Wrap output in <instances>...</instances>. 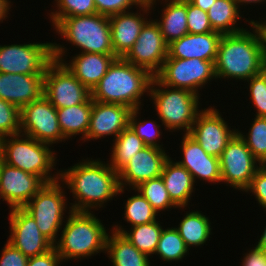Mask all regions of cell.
<instances>
[{"instance_id": "obj_18", "label": "cell", "mask_w": 266, "mask_h": 266, "mask_svg": "<svg viewBox=\"0 0 266 266\" xmlns=\"http://www.w3.org/2000/svg\"><path fill=\"white\" fill-rule=\"evenodd\" d=\"M168 158L162 148L145 146L118 172L120 188L127 183L134 189L142 182L160 177Z\"/></svg>"}, {"instance_id": "obj_28", "label": "cell", "mask_w": 266, "mask_h": 266, "mask_svg": "<svg viewBox=\"0 0 266 266\" xmlns=\"http://www.w3.org/2000/svg\"><path fill=\"white\" fill-rule=\"evenodd\" d=\"M169 1V0H168ZM162 13V21H157L167 44L188 34L187 1L171 0Z\"/></svg>"}, {"instance_id": "obj_3", "label": "cell", "mask_w": 266, "mask_h": 266, "mask_svg": "<svg viewBox=\"0 0 266 266\" xmlns=\"http://www.w3.org/2000/svg\"><path fill=\"white\" fill-rule=\"evenodd\" d=\"M153 77L148 70L116 58L91 91V99L139 109L140 98L150 90Z\"/></svg>"}, {"instance_id": "obj_10", "label": "cell", "mask_w": 266, "mask_h": 266, "mask_svg": "<svg viewBox=\"0 0 266 266\" xmlns=\"http://www.w3.org/2000/svg\"><path fill=\"white\" fill-rule=\"evenodd\" d=\"M63 191L58 181L45 184L23 207L29 213L41 233L56 245V235L61 228L65 200Z\"/></svg>"}, {"instance_id": "obj_38", "label": "cell", "mask_w": 266, "mask_h": 266, "mask_svg": "<svg viewBox=\"0 0 266 266\" xmlns=\"http://www.w3.org/2000/svg\"><path fill=\"white\" fill-rule=\"evenodd\" d=\"M21 134L20 109L0 98V138Z\"/></svg>"}, {"instance_id": "obj_17", "label": "cell", "mask_w": 266, "mask_h": 266, "mask_svg": "<svg viewBox=\"0 0 266 266\" xmlns=\"http://www.w3.org/2000/svg\"><path fill=\"white\" fill-rule=\"evenodd\" d=\"M46 183L37 175L0 162V196L12 208H23Z\"/></svg>"}, {"instance_id": "obj_12", "label": "cell", "mask_w": 266, "mask_h": 266, "mask_svg": "<svg viewBox=\"0 0 266 266\" xmlns=\"http://www.w3.org/2000/svg\"><path fill=\"white\" fill-rule=\"evenodd\" d=\"M247 147L242 137L236 133L227 143L222 155L219 157L221 181L231 184L235 189L248 188L252 178L261 165Z\"/></svg>"}, {"instance_id": "obj_14", "label": "cell", "mask_w": 266, "mask_h": 266, "mask_svg": "<svg viewBox=\"0 0 266 266\" xmlns=\"http://www.w3.org/2000/svg\"><path fill=\"white\" fill-rule=\"evenodd\" d=\"M167 54L168 44L164 40L157 20H153L146 21L135 44L123 59L148 70L155 76L161 70Z\"/></svg>"}, {"instance_id": "obj_11", "label": "cell", "mask_w": 266, "mask_h": 266, "mask_svg": "<svg viewBox=\"0 0 266 266\" xmlns=\"http://www.w3.org/2000/svg\"><path fill=\"white\" fill-rule=\"evenodd\" d=\"M53 60V43L0 46V73L44 75Z\"/></svg>"}, {"instance_id": "obj_15", "label": "cell", "mask_w": 266, "mask_h": 266, "mask_svg": "<svg viewBox=\"0 0 266 266\" xmlns=\"http://www.w3.org/2000/svg\"><path fill=\"white\" fill-rule=\"evenodd\" d=\"M199 112L188 134L207 154L219 158L238 131H231L219 112L212 107Z\"/></svg>"}, {"instance_id": "obj_55", "label": "cell", "mask_w": 266, "mask_h": 266, "mask_svg": "<svg viewBox=\"0 0 266 266\" xmlns=\"http://www.w3.org/2000/svg\"><path fill=\"white\" fill-rule=\"evenodd\" d=\"M142 2H149L150 0H141Z\"/></svg>"}, {"instance_id": "obj_47", "label": "cell", "mask_w": 266, "mask_h": 266, "mask_svg": "<svg viewBox=\"0 0 266 266\" xmlns=\"http://www.w3.org/2000/svg\"><path fill=\"white\" fill-rule=\"evenodd\" d=\"M215 1L216 0H189L192 5L202 9L205 12H208Z\"/></svg>"}, {"instance_id": "obj_1", "label": "cell", "mask_w": 266, "mask_h": 266, "mask_svg": "<svg viewBox=\"0 0 266 266\" xmlns=\"http://www.w3.org/2000/svg\"><path fill=\"white\" fill-rule=\"evenodd\" d=\"M254 23V20L250 22L255 29L254 34L244 29L235 34L222 35L214 63L216 78L249 81L259 75L266 57L261 32Z\"/></svg>"}, {"instance_id": "obj_54", "label": "cell", "mask_w": 266, "mask_h": 266, "mask_svg": "<svg viewBox=\"0 0 266 266\" xmlns=\"http://www.w3.org/2000/svg\"><path fill=\"white\" fill-rule=\"evenodd\" d=\"M149 2H152L154 4L156 2V0H150Z\"/></svg>"}, {"instance_id": "obj_33", "label": "cell", "mask_w": 266, "mask_h": 266, "mask_svg": "<svg viewBox=\"0 0 266 266\" xmlns=\"http://www.w3.org/2000/svg\"><path fill=\"white\" fill-rule=\"evenodd\" d=\"M135 189L146 198L157 212L172 206L177 207L172 202L161 176L142 182L133 190Z\"/></svg>"}, {"instance_id": "obj_36", "label": "cell", "mask_w": 266, "mask_h": 266, "mask_svg": "<svg viewBox=\"0 0 266 266\" xmlns=\"http://www.w3.org/2000/svg\"><path fill=\"white\" fill-rule=\"evenodd\" d=\"M157 211L140 193L130 197L125 206V220L136 226L156 220Z\"/></svg>"}, {"instance_id": "obj_51", "label": "cell", "mask_w": 266, "mask_h": 266, "mask_svg": "<svg viewBox=\"0 0 266 266\" xmlns=\"http://www.w3.org/2000/svg\"><path fill=\"white\" fill-rule=\"evenodd\" d=\"M259 75L264 79L265 83H266V59L261 67L260 73Z\"/></svg>"}, {"instance_id": "obj_35", "label": "cell", "mask_w": 266, "mask_h": 266, "mask_svg": "<svg viewBox=\"0 0 266 266\" xmlns=\"http://www.w3.org/2000/svg\"><path fill=\"white\" fill-rule=\"evenodd\" d=\"M251 125L248 137L237 132L245 141L253 156L258 160L259 165L266 164V117L256 116Z\"/></svg>"}, {"instance_id": "obj_43", "label": "cell", "mask_w": 266, "mask_h": 266, "mask_svg": "<svg viewBox=\"0 0 266 266\" xmlns=\"http://www.w3.org/2000/svg\"><path fill=\"white\" fill-rule=\"evenodd\" d=\"M251 191L259 204L266 208V166L261 165L256 171L246 191Z\"/></svg>"}, {"instance_id": "obj_23", "label": "cell", "mask_w": 266, "mask_h": 266, "mask_svg": "<svg viewBox=\"0 0 266 266\" xmlns=\"http://www.w3.org/2000/svg\"><path fill=\"white\" fill-rule=\"evenodd\" d=\"M111 30V43L115 56L123 58L135 44L146 23L141 14L121 12L108 17Z\"/></svg>"}, {"instance_id": "obj_19", "label": "cell", "mask_w": 266, "mask_h": 266, "mask_svg": "<svg viewBox=\"0 0 266 266\" xmlns=\"http://www.w3.org/2000/svg\"><path fill=\"white\" fill-rule=\"evenodd\" d=\"M133 109L119 104L94 101L90 115V125L85 139H98L107 135L115 138L129 126Z\"/></svg>"}, {"instance_id": "obj_41", "label": "cell", "mask_w": 266, "mask_h": 266, "mask_svg": "<svg viewBox=\"0 0 266 266\" xmlns=\"http://www.w3.org/2000/svg\"><path fill=\"white\" fill-rule=\"evenodd\" d=\"M187 27L188 33H209L214 32L207 15V12L192 5L187 1Z\"/></svg>"}, {"instance_id": "obj_24", "label": "cell", "mask_w": 266, "mask_h": 266, "mask_svg": "<svg viewBox=\"0 0 266 266\" xmlns=\"http://www.w3.org/2000/svg\"><path fill=\"white\" fill-rule=\"evenodd\" d=\"M116 58L115 54L81 53L76 55L70 64H63L92 91Z\"/></svg>"}, {"instance_id": "obj_53", "label": "cell", "mask_w": 266, "mask_h": 266, "mask_svg": "<svg viewBox=\"0 0 266 266\" xmlns=\"http://www.w3.org/2000/svg\"><path fill=\"white\" fill-rule=\"evenodd\" d=\"M2 161V144H1V138H0V162Z\"/></svg>"}, {"instance_id": "obj_26", "label": "cell", "mask_w": 266, "mask_h": 266, "mask_svg": "<svg viewBox=\"0 0 266 266\" xmlns=\"http://www.w3.org/2000/svg\"><path fill=\"white\" fill-rule=\"evenodd\" d=\"M112 232V236H107L105 251L113 266H150L148 255L140 252L121 233Z\"/></svg>"}, {"instance_id": "obj_2", "label": "cell", "mask_w": 266, "mask_h": 266, "mask_svg": "<svg viewBox=\"0 0 266 266\" xmlns=\"http://www.w3.org/2000/svg\"><path fill=\"white\" fill-rule=\"evenodd\" d=\"M59 176L78 201L70 207L73 211L89 212L124 191L120 188L118 173L98 160L77 163Z\"/></svg>"}, {"instance_id": "obj_44", "label": "cell", "mask_w": 266, "mask_h": 266, "mask_svg": "<svg viewBox=\"0 0 266 266\" xmlns=\"http://www.w3.org/2000/svg\"><path fill=\"white\" fill-rule=\"evenodd\" d=\"M28 258L7 241L0 258V266H27Z\"/></svg>"}, {"instance_id": "obj_21", "label": "cell", "mask_w": 266, "mask_h": 266, "mask_svg": "<svg viewBox=\"0 0 266 266\" xmlns=\"http://www.w3.org/2000/svg\"><path fill=\"white\" fill-rule=\"evenodd\" d=\"M222 35L217 31L197 34L188 33L168 44L167 58H198L215 62Z\"/></svg>"}, {"instance_id": "obj_34", "label": "cell", "mask_w": 266, "mask_h": 266, "mask_svg": "<svg viewBox=\"0 0 266 266\" xmlns=\"http://www.w3.org/2000/svg\"><path fill=\"white\" fill-rule=\"evenodd\" d=\"M188 248L176 228L163 229L155 254L165 261L181 260Z\"/></svg>"}, {"instance_id": "obj_49", "label": "cell", "mask_w": 266, "mask_h": 266, "mask_svg": "<svg viewBox=\"0 0 266 266\" xmlns=\"http://www.w3.org/2000/svg\"><path fill=\"white\" fill-rule=\"evenodd\" d=\"M260 30L262 38H263V44H264V53H265V57H266V21L263 22V24L261 23H254Z\"/></svg>"}, {"instance_id": "obj_27", "label": "cell", "mask_w": 266, "mask_h": 266, "mask_svg": "<svg viewBox=\"0 0 266 266\" xmlns=\"http://www.w3.org/2000/svg\"><path fill=\"white\" fill-rule=\"evenodd\" d=\"M93 100L91 96L81 104L57 109L60 130L64 138L83 133L85 139L90 125Z\"/></svg>"}, {"instance_id": "obj_46", "label": "cell", "mask_w": 266, "mask_h": 266, "mask_svg": "<svg viewBox=\"0 0 266 266\" xmlns=\"http://www.w3.org/2000/svg\"><path fill=\"white\" fill-rule=\"evenodd\" d=\"M243 260V266H266V252L255 247Z\"/></svg>"}, {"instance_id": "obj_22", "label": "cell", "mask_w": 266, "mask_h": 266, "mask_svg": "<svg viewBox=\"0 0 266 266\" xmlns=\"http://www.w3.org/2000/svg\"><path fill=\"white\" fill-rule=\"evenodd\" d=\"M184 159L178 163L186 168L195 182L201 178L209 182H221L219 158L209 155L200 144L185 133L182 141Z\"/></svg>"}, {"instance_id": "obj_7", "label": "cell", "mask_w": 266, "mask_h": 266, "mask_svg": "<svg viewBox=\"0 0 266 266\" xmlns=\"http://www.w3.org/2000/svg\"><path fill=\"white\" fill-rule=\"evenodd\" d=\"M64 49L53 44V61L44 72L43 95L56 109L84 103L90 96L87 89L63 64Z\"/></svg>"}, {"instance_id": "obj_52", "label": "cell", "mask_w": 266, "mask_h": 266, "mask_svg": "<svg viewBox=\"0 0 266 266\" xmlns=\"http://www.w3.org/2000/svg\"><path fill=\"white\" fill-rule=\"evenodd\" d=\"M238 7H239V4L242 2V3H260L262 1H265V0H235Z\"/></svg>"}, {"instance_id": "obj_29", "label": "cell", "mask_w": 266, "mask_h": 266, "mask_svg": "<svg viewBox=\"0 0 266 266\" xmlns=\"http://www.w3.org/2000/svg\"><path fill=\"white\" fill-rule=\"evenodd\" d=\"M239 7L235 0H216L208 10L209 22L214 31L221 34H235L244 31L243 28H235L239 16Z\"/></svg>"}, {"instance_id": "obj_4", "label": "cell", "mask_w": 266, "mask_h": 266, "mask_svg": "<svg viewBox=\"0 0 266 266\" xmlns=\"http://www.w3.org/2000/svg\"><path fill=\"white\" fill-rule=\"evenodd\" d=\"M70 215L62 230L57 253L63 259L91 256L104 251L108 234L99 219L91 212L69 210Z\"/></svg>"}, {"instance_id": "obj_16", "label": "cell", "mask_w": 266, "mask_h": 266, "mask_svg": "<svg viewBox=\"0 0 266 266\" xmlns=\"http://www.w3.org/2000/svg\"><path fill=\"white\" fill-rule=\"evenodd\" d=\"M9 216L11 235L8 242L27 258L45 254L54 247L23 208H12Z\"/></svg>"}, {"instance_id": "obj_39", "label": "cell", "mask_w": 266, "mask_h": 266, "mask_svg": "<svg viewBox=\"0 0 266 266\" xmlns=\"http://www.w3.org/2000/svg\"><path fill=\"white\" fill-rule=\"evenodd\" d=\"M94 3L97 13L108 17L126 12L132 5L142 7L143 11L147 13L153 5L152 2H142L141 0H94Z\"/></svg>"}, {"instance_id": "obj_9", "label": "cell", "mask_w": 266, "mask_h": 266, "mask_svg": "<svg viewBox=\"0 0 266 266\" xmlns=\"http://www.w3.org/2000/svg\"><path fill=\"white\" fill-rule=\"evenodd\" d=\"M150 92L157 114L168 129H186L189 133L198 115V95L187 89H154Z\"/></svg>"}, {"instance_id": "obj_6", "label": "cell", "mask_w": 266, "mask_h": 266, "mask_svg": "<svg viewBox=\"0 0 266 266\" xmlns=\"http://www.w3.org/2000/svg\"><path fill=\"white\" fill-rule=\"evenodd\" d=\"M54 27L61 36L83 49L81 53L115 54L108 16L96 13L66 17Z\"/></svg>"}, {"instance_id": "obj_30", "label": "cell", "mask_w": 266, "mask_h": 266, "mask_svg": "<svg viewBox=\"0 0 266 266\" xmlns=\"http://www.w3.org/2000/svg\"><path fill=\"white\" fill-rule=\"evenodd\" d=\"M115 227L114 231L121 233L140 252L146 255L154 254L156 252L159 237L163 230L156 220L147 224L133 226L130 233L126 230H122L121 227Z\"/></svg>"}, {"instance_id": "obj_32", "label": "cell", "mask_w": 266, "mask_h": 266, "mask_svg": "<svg viewBox=\"0 0 266 266\" xmlns=\"http://www.w3.org/2000/svg\"><path fill=\"white\" fill-rule=\"evenodd\" d=\"M209 219L200 212H190L180 222L176 228L184 240L188 249L190 246L202 245L208 240L211 234Z\"/></svg>"}, {"instance_id": "obj_5", "label": "cell", "mask_w": 266, "mask_h": 266, "mask_svg": "<svg viewBox=\"0 0 266 266\" xmlns=\"http://www.w3.org/2000/svg\"><path fill=\"white\" fill-rule=\"evenodd\" d=\"M20 136L22 137V135L16 134L1 138L2 161L39 176L46 184L58 181L60 179L58 174L56 177L50 175L56 158L54 152L47 146L49 144L39 142L27 135H25V139H19Z\"/></svg>"}, {"instance_id": "obj_40", "label": "cell", "mask_w": 266, "mask_h": 266, "mask_svg": "<svg viewBox=\"0 0 266 266\" xmlns=\"http://www.w3.org/2000/svg\"><path fill=\"white\" fill-rule=\"evenodd\" d=\"M139 109H134L130 115L129 118V126L132 128V130L135 132V134L143 140V143L146 146H153V147H157V148H161V145L159 146V144L156 143V138H158L160 136L159 132V126L160 125H156L155 122H151V121H143V122H137V113H138ZM138 123V124H137ZM155 123V124H154ZM146 125H151V129H149L148 127H146ZM147 128L149 130H147ZM153 129V130H152ZM153 131V132H152Z\"/></svg>"}, {"instance_id": "obj_25", "label": "cell", "mask_w": 266, "mask_h": 266, "mask_svg": "<svg viewBox=\"0 0 266 266\" xmlns=\"http://www.w3.org/2000/svg\"><path fill=\"white\" fill-rule=\"evenodd\" d=\"M161 177L172 202L177 207H185L195 183L190 172L169 157L164 163Z\"/></svg>"}, {"instance_id": "obj_20", "label": "cell", "mask_w": 266, "mask_h": 266, "mask_svg": "<svg viewBox=\"0 0 266 266\" xmlns=\"http://www.w3.org/2000/svg\"><path fill=\"white\" fill-rule=\"evenodd\" d=\"M44 90V75L0 73V98L20 110L40 98Z\"/></svg>"}, {"instance_id": "obj_8", "label": "cell", "mask_w": 266, "mask_h": 266, "mask_svg": "<svg viewBox=\"0 0 266 266\" xmlns=\"http://www.w3.org/2000/svg\"><path fill=\"white\" fill-rule=\"evenodd\" d=\"M214 63L198 58H166L161 70L153 77L151 85L164 89H187L198 95L199 87L211 78H216Z\"/></svg>"}, {"instance_id": "obj_48", "label": "cell", "mask_w": 266, "mask_h": 266, "mask_svg": "<svg viewBox=\"0 0 266 266\" xmlns=\"http://www.w3.org/2000/svg\"><path fill=\"white\" fill-rule=\"evenodd\" d=\"M10 1L8 0H0V21L2 19H5V17H7V13L9 11V7H10Z\"/></svg>"}, {"instance_id": "obj_45", "label": "cell", "mask_w": 266, "mask_h": 266, "mask_svg": "<svg viewBox=\"0 0 266 266\" xmlns=\"http://www.w3.org/2000/svg\"><path fill=\"white\" fill-rule=\"evenodd\" d=\"M62 258L53 247L45 254L28 258L27 266H58Z\"/></svg>"}, {"instance_id": "obj_50", "label": "cell", "mask_w": 266, "mask_h": 266, "mask_svg": "<svg viewBox=\"0 0 266 266\" xmlns=\"http://www.w3.org/2000/svg\"><path fill=\"white\" fill-rule=\"evenodd\" d=\"M257 248H260L261 250H264L266 252V228L261 235V238L259 239L258 244L256 245Z\"/></svg>"}, {"instance_id": "obj_37", "label": "cell", "mask_w": 266, "mask_h": 266, "mask_svg": "<svg viewBox=\"0 0 266 266\" xmlns=\"http://www.w3.org/2000/svg\"><path fill=\"white\" fill-rule=\"evenodd\" d=\"M57 1L58 10L52 12L53 25H56L61 19L66 17L88 16L96 14L94 0H55Z\"/></svg>"}, {"instance_id": "obj_13", "label": "cell", "mask_w": 266, "mask_h": 266, "mask_svg": "<svg viewBox=\"0 0 266 266\" xmlns=\"http://www.w3.org/2000/svg\"><path fill=\"white\" fill-rule=\"evenodd\" d=\"M20 120L23 136L49 145L65 140L59 127L57 109L44 95L20 110Z\"/></svg>"}, {"instance_id": "obj_42", "label": "cell", "mask_w": 266, "mask_h": 266, "mask_svg": "<svg viewBox=\"0 0 266 266\" xmlns=\"http://www.w3.org/2000/svg\"><path fill=\"white\" fill-rule=\"evenodd\" d=\"M249 80L251 100L258 111L256 116L266 117V83L260 75Z\"/></svg>"}, {"instance_id": "obj_31", "label": "cell", "mask_w": 266, "mask_h": 266, "mask_svg": "<svg viewBox=\"0 0 266 266\" xmlns=\"http://www.w3.org/2000/svg\"><path fill=\"white\" fill-rule=\"evenodd\" d=\"M145 146L143 140L128 126L115 139L109 165L118 173Z\"/></svg>"}]
</instances>
